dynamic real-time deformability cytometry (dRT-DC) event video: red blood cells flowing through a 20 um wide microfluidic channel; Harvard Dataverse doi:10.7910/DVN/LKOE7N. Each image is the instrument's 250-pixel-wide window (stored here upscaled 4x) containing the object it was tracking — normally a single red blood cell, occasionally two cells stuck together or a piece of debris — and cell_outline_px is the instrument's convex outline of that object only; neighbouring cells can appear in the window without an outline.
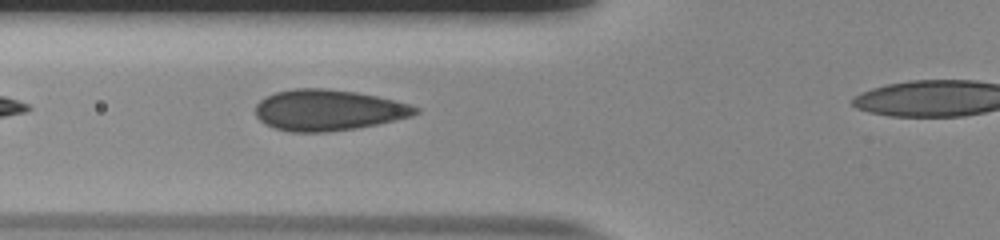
{"species": "human", "species_latin": "Homo sapiens", "temperature_condition": "room temperature", "stored_images_in_passage": 32, "camera_frame_rate_fps": 3000, "um_per_image_px": 0.085, "donor": {"sex": "male"}, "frame": {"image": 1, "passage_image": 5, "time_ms": 1.333, "image_size_px": [1000, 240], "cell_outline_px": [[420, 112], [412, 116], [376, 124], [356, 128], [328, 132], [288, 132], [264, 124], [256, 116], [256, 104], [260, 100], [276, 92], [292, 88], [324, 88], [356, 92], [376, 96], [408, 104], [420, 108]], "centroid_in_image_um": [27.88, 9.36], "position_along_channel_um": 97.9, "area_um2": 38.09}}
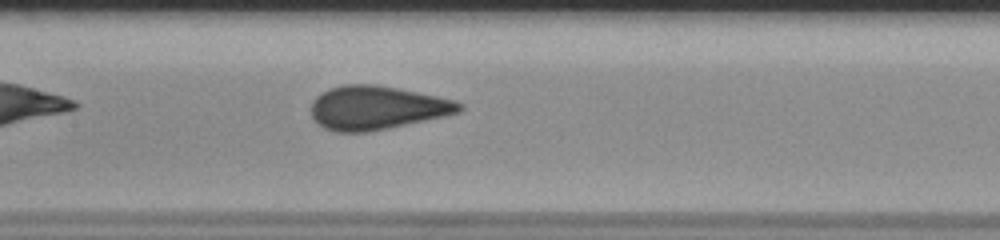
{"frame": {"image": 2, "passage_image": 11, "time_ms": 3.333, "image_size_px": [1000, 240], "cell_outline_px": [[464, 108], [460, 112], [444, 116], [388, 128], [368, 132], [336, 132], [324, 128], [316, 124], [312, 116], [312, 100], [316, 96], [328, 88], [344, 84], [376, 84], [436, 96], [452, 100], [464, 104]], "centroid_in_image_um": [31.99, 9.16], "position_along_channel_um": 175.4, "area_um2": 37.69}}
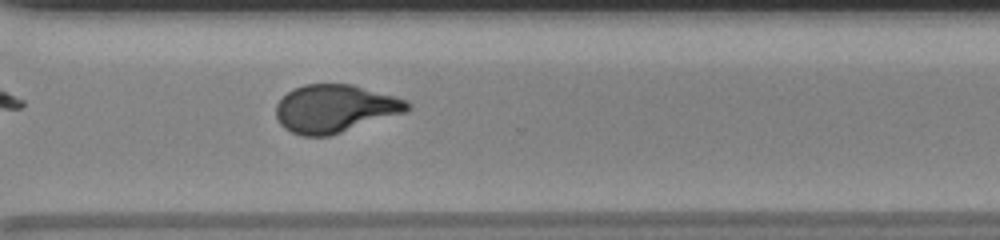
{"frame": {"image": 3, "passage_image": 24, "time_ms": 7.667, "image_size_px": [1000, 240], "cell_outline_px": [[412, 108], [408, 112], [328, 136], [300, 136], [284, 128], [280, 124], [276, 116], [276, 104], [292, 88], [304, 84], [352, 84], [408, 100], [412, 104]], "centroid_in_image_um": [28.5, 9.23], "position_along_channel_um": 342.1, "area_um2": 36.88}}